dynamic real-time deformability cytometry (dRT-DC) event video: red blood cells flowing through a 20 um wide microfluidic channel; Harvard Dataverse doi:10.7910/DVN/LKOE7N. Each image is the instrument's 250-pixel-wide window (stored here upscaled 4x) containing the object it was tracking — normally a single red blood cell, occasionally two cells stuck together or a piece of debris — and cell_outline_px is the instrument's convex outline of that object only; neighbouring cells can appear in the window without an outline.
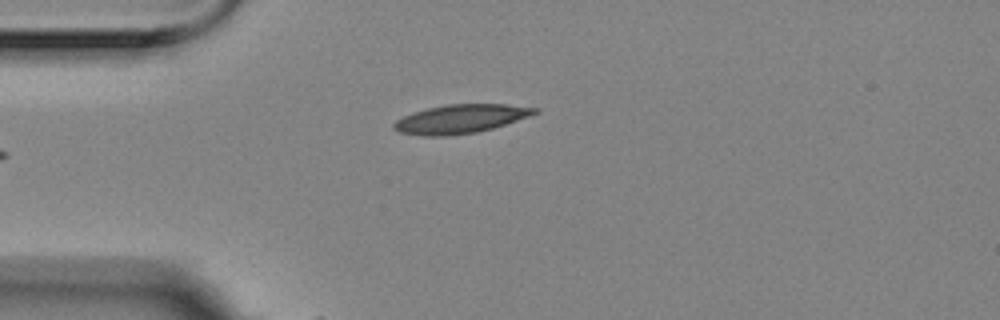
{"species": "Egyptian fruit bat (a non-hibernating species)", "species_latin": "Rousettus aegyptiacus", "temperature_condition": "room temperature", "stored_images_in_passage": 4, "camera_frame_rate_fps": 3000, "um_per_image_px": 0.085, "animal": {"sex": "female"}, "frame": {"image": 1, "passage_image": 4, "time_ms": 1.0, "image_size_px": [1000, 320], "cell_outline_px": [[540, 112], [492, 128], [476, 132], [448, 136], [424, 136], [400, 132], [392, 128], [392, 124], [396, 120], [412, 112], [428, 108], [448, 104], [508, 104], [540, 108]], "centroid_in_image_um": [39.14, 10.1], "position_along_channel_um": 45.9, "area_um2": 23.52}}